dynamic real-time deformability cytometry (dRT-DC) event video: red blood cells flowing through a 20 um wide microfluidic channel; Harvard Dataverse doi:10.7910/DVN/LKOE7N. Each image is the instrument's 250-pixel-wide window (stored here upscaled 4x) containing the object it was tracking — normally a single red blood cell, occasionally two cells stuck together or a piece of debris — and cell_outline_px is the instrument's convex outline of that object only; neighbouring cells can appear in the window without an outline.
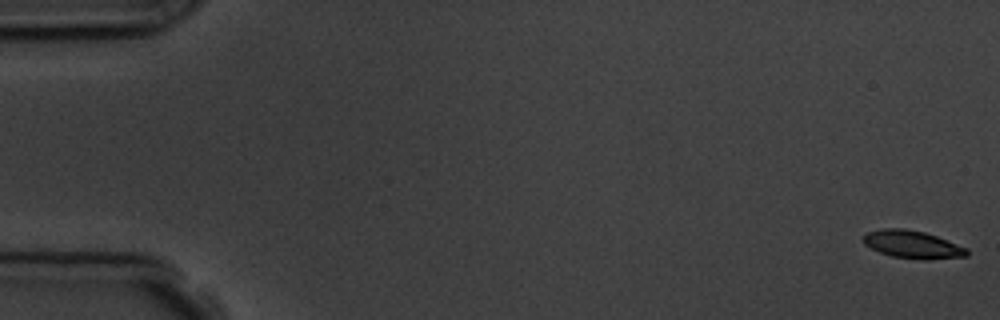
{"species": "common noctule bat (a hibernating species)", "species_latin": "Nyctalus noctula", "temperature_condition": "room temperature", "stored_images_in_passage": 7, "camera_frame_rate_fps": 3000, "um_per_image_px": 0.085, "animal": {"sex": "male", "body_mass_g": 19.5, "forearm_length_mm": 54.6}, "frame": {"image": 1, "passage_image": 1, "time_ms": 0.0, "image_size_px": [1000, 320], "cell_outline_px": [[968, 256], [892, 256], [880, 252], [864, 244], [864, 236], [868, 232], [880, 228], [904, 228], [924, 232], [936, 236], [968, 248]], "centroid_in_image_um": [77.49, 20.7], "position_along_channel_um": 7.5, "area_um2": 15.55}}
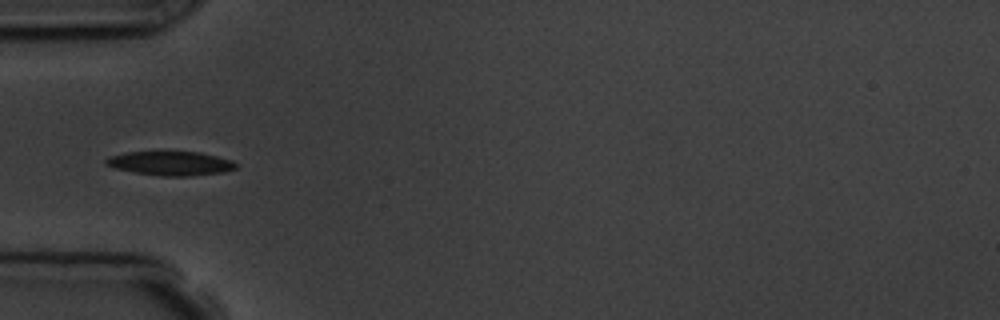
{"frame": {"image": 2, "passage_image": 5, "time_ms": 5.667, "image_size_px": [1000, 320], "cell_outline_px": [[236, 168], [224, 172], [188, 176], [160, 176], [112, 168], [104, 164], [104, 160], [108, 156], [124, 152], [164, 148], [200, 152], [232, 160], [236, 164]], "centroid_in_image_um": [14.41, 13.82], "position_along_channel_um": 70.6, "area_um2": 19.36}}